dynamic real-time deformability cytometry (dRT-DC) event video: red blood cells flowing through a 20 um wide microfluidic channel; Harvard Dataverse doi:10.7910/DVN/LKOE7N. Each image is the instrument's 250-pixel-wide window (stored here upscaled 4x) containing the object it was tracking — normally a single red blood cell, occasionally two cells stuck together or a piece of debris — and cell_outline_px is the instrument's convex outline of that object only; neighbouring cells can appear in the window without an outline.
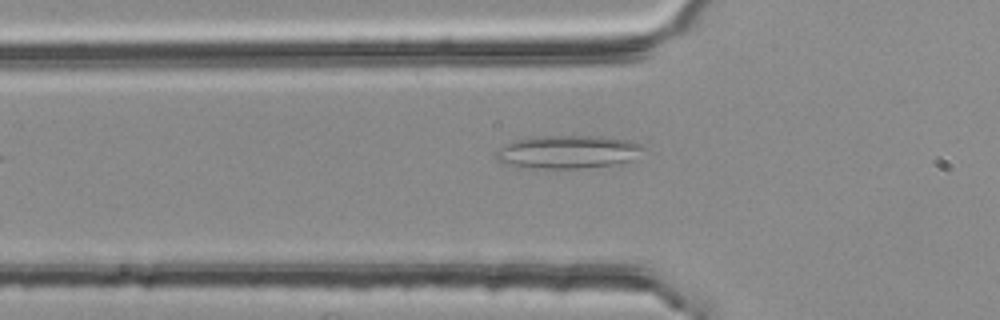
{"species": "common noctule bat (a hibernating species)", "species_latin": "Nyctalus noctula", "temperature_condition": "room temperature", "stored_images_in_passage": 3, "camera_frame_rate_fps": 3000, "um_per_image_px": 0.085, "animal": {"sex": "female", "body_mass_g": 25.1}, "frame": {"image": 1, "passage_image": 3, "time_ms": 0.667, "image_size_px": [1000, 320], "cell_outline_px": [[644, 148], [628, 160], [616, 164], [580, 168], [516, 168], [496, 160], [496, 152], [504, 144], [512, 140], [540, 136], [600, 136], [628, 140], [640, 144]], "centroid_in_image_um": [48.15, 12.91], "position_along_channel_um": 77.6, "area_um2": 28.32}}